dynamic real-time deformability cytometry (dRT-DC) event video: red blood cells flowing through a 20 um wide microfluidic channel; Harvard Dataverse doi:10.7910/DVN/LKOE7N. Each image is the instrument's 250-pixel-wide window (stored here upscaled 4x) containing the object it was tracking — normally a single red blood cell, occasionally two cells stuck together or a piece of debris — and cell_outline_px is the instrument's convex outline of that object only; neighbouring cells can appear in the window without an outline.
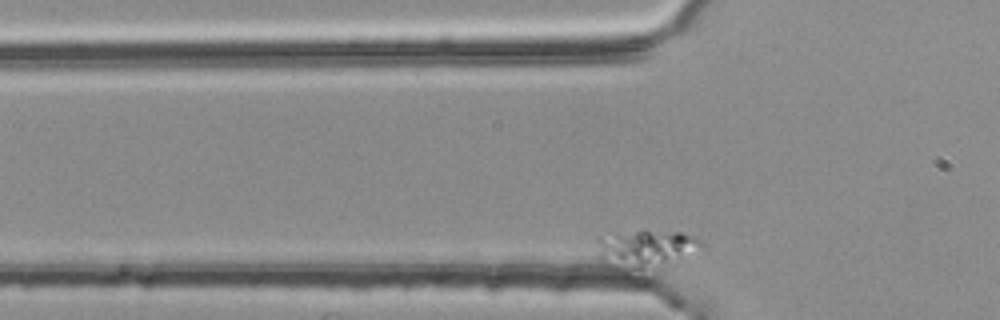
{"species": "common noctule bat (a hibernating species)", "species_latin": "Nyctalus noctula", "temperature_condition": "room temperature", "stored_images_in_passage": 48, "camera_frame_rate_fps": 3000, "um_per_image_px": 0.085, "animal": {"sex": "female", "body_mass_g": 25.1}, "frame": {"image": 1, "passage_image": 10, "time_ms": 3.0, "image_size_px": [1000, 320], "cell_outline_px": [[704, 244], [680, 256], [628, 272], [624, 272], [604, 264], [600, 260], [596, 236], [644, 228], [680, 232], [696, 236], [704, 240]], "centroid_in_image_um": [54.72, 21.05], "position_along_channel_um": 71.1, "area_um2": 22.77}}
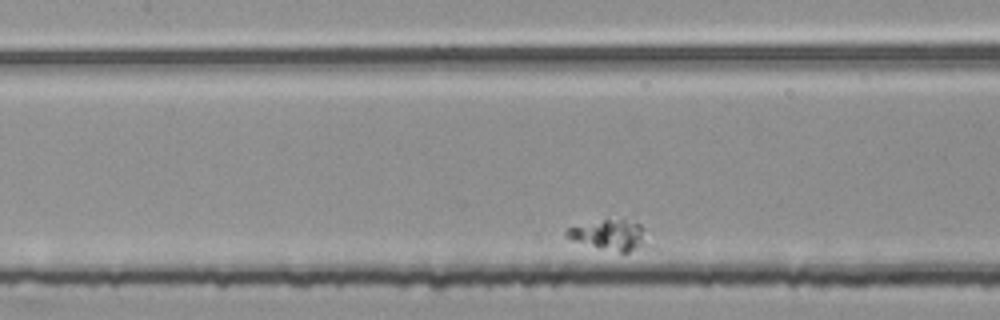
{"frame": {"image": 2, "passage_image": 20, "time_ms": 6.333, "image_size_px": [1000, 320], "cell_outline_px": [[660, 252], [620, 252], [600, 248], [572, 240], [564, 236], [564, 232], [568, 228], [604, 220], [624, 220], [640, 224], [644, 228]], "centroid_in_image_um": [52.15, 20.08], "position_along_channel_um": 155.3, "area_um2": 15.43}}
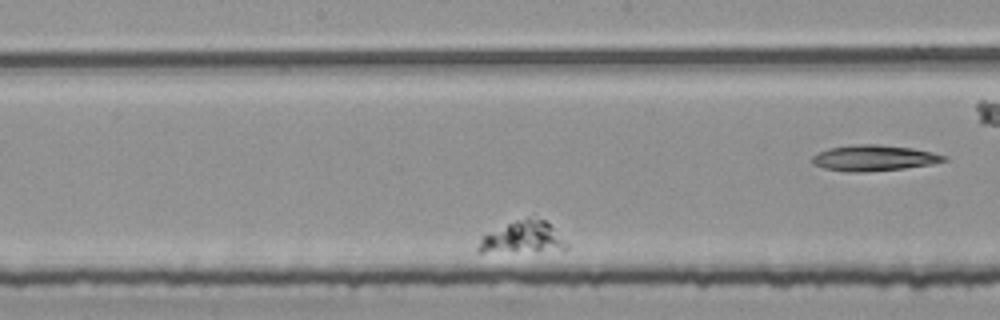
{"frame": {"image": 3, "passage_image": 25, "time_ms": 8.0, "image_size_px": [1000, 320], "cell_outline_px": [[568, 248], [480, 252], [476, 248], [480, 240], [484, 236], [516, 220], [544, 220], [568, 244]], "centroid_in_image_um": [44.39, 20.19], "position_along_channel_um": 203.8, "area_um2": 14.8}}